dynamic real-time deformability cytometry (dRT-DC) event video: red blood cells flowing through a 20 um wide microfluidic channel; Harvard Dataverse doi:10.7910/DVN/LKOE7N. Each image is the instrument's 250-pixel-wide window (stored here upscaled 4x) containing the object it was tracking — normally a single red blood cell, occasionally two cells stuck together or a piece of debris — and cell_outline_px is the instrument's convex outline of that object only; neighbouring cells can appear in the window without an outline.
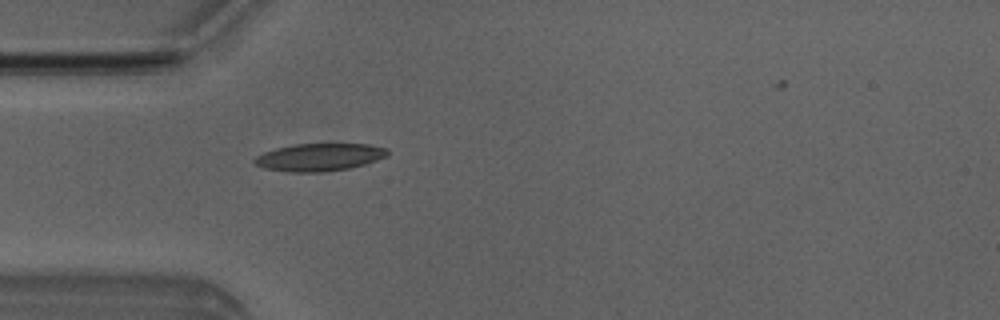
{"species": "Egyptian fruit bat (a non-hibernating species)", "species_latin": "Rousettus aegyptiacus", "temperature_condition": "room temperature", "stored_images_in_passage": 5, "camera_frame_rate_fps": 3000, "um_per_image_px": 0.085, "animal": {"sex": "male"}, "frame": {"image": 1, "passage_image": 5, "time_ms": 4.667, "image_size_px": [1000, 320], "cell_outline_px": [[388, 156], [364, 164], [348, 168], [320, 172], [288, 172], [264, 168], [256, 164], [252, 160], [256, 156], [264, 152], [276, 148], [296, 144], [368, 144], [388, 148]], "centroid_in_image_um": [27.14, 13.36], "position_along_channel_um": 57.9, "area_um2": 21.27}}